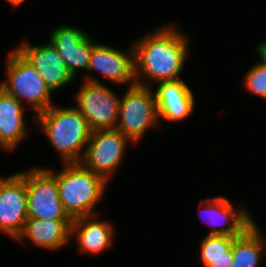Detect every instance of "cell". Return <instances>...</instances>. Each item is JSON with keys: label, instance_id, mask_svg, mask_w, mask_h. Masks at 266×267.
Returning a JSON list of instances; mask_svg holds the SVG:
<instances>
[{"label": "cell", "instance_id": "1", "mask_svg": "<svg viewBox=\"0 0 266 267\" xmlns=\"http://www.w3.org/2000/svg\"><path fill=\"white\" fill-rule=\"evenodd\" d=\"M178 29L174 24L160 26L132 45L137 85L149 87L151 83L179 80L187 58L189 38Z\"/></svg>", "mask_w": 266, "mask_h": 267}, {"label": "cell", "instance_id": "2", "mask_svg": "<svg viewBox=\"0 0 266 267\" xmlns=\"http://www.w3.org/2000/svg\"><path fill=\"white\" fill-rule=\"evenodd\" d=\"M34 121L60 154L63 163H81L92 130L76 107L52 105L36 115Z\"/></svg>", "mask_w": 266, "mask_h": 267}, {"label": "cell", "instance_id": "3", "mask_svg": "<svg viewBox=\"0 0 266 267\" xmlns=\"http://www.w3.org/2000/svg\"><path fill=\"white\" fill-rule=\"evenodd\" d=\"M64 168L55 173L59 198L64 210L75 219L95 215L94 207L103 197L107 181L82 163H63Z\"/></svg>", "mask_w": 266, "mask_h": 267}, {"label": "cell", "instance_id": "4", "mask_svg": "<svg viewBox=\"0 0 266 267\" xmlns=\"http://www.w3.org/2000/svg\"><path fill=\"white\" fill-rule=\"evenodd\" d=\"M6 58L7 78L0 83V88L20 103L26 100L34 110L35 116L47 111L53 105L52 91L36 68L16 48Z\"/></svg>", "mask_w": 266, "mask_h": 267}, {"label": "cell", "instance_id": "5", "mask_svg": "<svg viewBox=\"0 0 266 267\" xmlns=\"http://www.w3.org/2000/svg\"><path fill=\"white\" fill-rule=\"evenodd\" d=\"M155 94L149 86H128L120 97L116 129L134 143L141 140L150 127L160 124Z\"/></svg>", "mask_w": 266, "mask_h": 267}, {"label": "cell", "instance_id": "6", "mask_svg": "<svg viewBox=\"0 0 266 267\" xmlns=\"http://www.w3.org/2000/svg\"><path fill=\"white\" fill-rule=\"evenodd\" d=\"M92 76H84L75 98V107L84 115L92 131L115 129L120 97Z\"/></svg>", "mask_w": 266, "mask_h": 267}, {"label": "cell", "instance_id": "7", "mask_svg": "<svg viewBox=\"0 0 266 267\" xmlns=\"http://www.w3.org/2000/svg\"><path fill=\"white\" fill-rule=\"evenodd\" d=\"M18 173L26 182L28 218L73 220L63 208L56 177L48 168Z\"/></svg>", "mask_w": 266, "mask_h": 267}, {"label": "cell", "instance_id": "8", "mask_svg": "<svg viewBox=\"0 0 266 267\" xmlns=\"http://www.w3.org/2000/svg\"><path fill=\"white\" fill-rule=\"evenodd\" d=\"M128 137L116 128L92 131L81 163L107 182L124 159Z\"/></svg>", "mask_w": 266, "mask_h": 267}, {"label": "cell", "instance_id": "9", "mask_svg": "<svg viewBox=\"0 0 266 267\" xmlns=\"http://www.w3.org/2000/svg\"><path fill=\"white\" fill-rule=\"evenodd\" d=\"M28 218L27 189L18 173L0 176V231L13 240L21 234Z\"/></svg>", "mask_w": 266, "mask_h": 267}, {"label": "cell", "instance_id": "10", "mask_svg": "<svg viewBox=\"0 0 266 267\" xmlns=\"http://www.w3.org/2000/svg\"><path fill=\"white\" fill-rule=\"evenodd\" d=\"M90 75L97 71L113 83L136 84L133 46L127 53L108 45L95 44L90 56L88 68Z\"/></svg>", "mask_w": 266, "mask_h": 267}, {"label": "cell", "instance_id": "11", "mask_svg": "<svg viewBox=\"0 0 266 267\" xmlns=\"http://www.w3.org/2000/svg\"><path fill=\"white\" fill-rule=\"evenodd\" d=\"M16 49L36 68L52 92L74 80L64 60L50 42L45 45L21 42Z\"/></svg>", "mask_w": 266, "mask_h": 267}, {"label": "cell", "instance_id": "12", "mask_svg": "<svg viewBox=\"0 0 266 267\" xmlns=\"http://www.w3.org/2000/svg\"><path fill=\"white\" fill-rule=\"evenodd\" d=\"M91 37L73 26H60L52 31L50 43L64 60L69 72L75 78L78 69L87 70L93 46Z\"/></svg>", "mask_w": 266, "mask_h": 267}, {"label": "cell", "instance_id": "13", "mask_svg": "<svg viewBox=\"0 0 266 267\" xmlns=\"http://www.w3.org/2000/svg\"><path fill=\"white\" fill-rule=\"evenodd\" d=\"M203 203H207L202 210L208 223L205 222L212 227L209 235L239 236L255 222L248 211L243 208L236 210L230 200L222 195L207 198Z\"/></svg>", "mask_w": 266, "mask_h": 267}, {"label": "cell", "instance_id": "14", "mask_svg": "<svg viewBox=\"0 0 266 267\" xmlns=\"http://www.w3.org/2000/svg\"><path fill=\"white\" fill-rule=\"evenodd\" d=\"M157 84L153 90L158 107L159 120L182 121L187 119L194 110L195 97L182 79L164 81Z\"/></svg>", "mask_w": 266, "mask_h": 267}, {"label": "cell", "instance_id": "15", "mask_svg": "<svg viewBox=\"0 0 266 267\" xmlns=\"http://www.w3.org/2000/svg\"><path fill=\"white\" fill-rule=\"evenodd\" d=\"M72 222L73 220L27 218L16 241L24 244V238L27 237L37 247L50 251L61 249L70 241Z\"/></svg>", "mask_w": 266, "mask_h": 267}, {"label": "cell", "instance_id": "16", "mask_svg": "<svg viewBox=\"0 0 266 267\" xmlns=\"http://www.w3.org/2000/svg\"><path fill=\"white\" fill-rule=\"evenodd\" d=\"M114 227L110 222L99 221L96 215L73 219L71 237L74 235L80 252L95 255L113 245Z\"/></svg>", "mask_w": 266, "mask_h": 267}, {"label": "cell", "instance_id": "17", "mask_svg": "<svg viewBox=\"0 0 266 267\" xmlns=\"http://www.w3.org/2000/svg\"><path fill=\"white\" fill-rule=\"evenodd\" d=\"M24 106L0 88V147L11 151L27 135Z\"/></svg>", "mask_w": 266, "mask_h": 267}, {"label": "cell", "instance_id": "18", "mask_svg": "<svg viewBox=\"0 0 266 267\" xmlns=\"http://www.w3.org/2000/svg\"><path fill=\"white\" fill-rule=\"evenodd\" d=\"M262 237L256 221L237 236L232 244L233 260L230 267H258L264 254L265 242Z\"/></svg>", "mask_w": 266, "mask_h": 267}, {"label": "cell", "instance_id": "19", "mask_svg": "<svg viewBox=\"0 0 266 267\" xmlns=\"http://www.w3.org/2000/svg\"><path fill=\"white\" fill-rule=\"evenodd\" d=\"M237 236L209 235L200 242L201 263L204 267H230L232 264V244Z\"/></svg>", "mask_w": 266, "mask_h": 267}, {"label": "cell", "instance_id": "20", "mask_svg": "<svg viewBox=\"0 0 266 267\" xmlns=\"http://www.w3.org/2000/svg\"><path fill=\"white\" fill-rule=\"evenodd\" d=\"M244 87L252 94L266 99V66L256 63L244 77Z\"/></svg>", "mask_w": 266, "mask_h": 267}, {"label": "cell", "instance_id": "21", "mask_svg": "<svg viewBox=\"0 0 266 267\" xmlns=\"http://www.w3.org/2000/svg\"><path fill=\"white\" fill-rule=\"evenodd\" d=\"M256 52L260 55V62L266 66V41H262L256 46Z\"/></svg>", "mask_w": 266, "mask_h": 267}, {"label": "cell", "instance_id": "22", "mask_svg": "<svg viewBox=\"0 0 266 267\" xmlns=\"http://www.w3.org/2000/svg\"><path fill=\"white\" fill-rule=\"evenodd\" d=\"M7 2H9L12 6H19L21 5V3H23L26 0H6Z\"/></svg>", "mask_w": 266, "mask_h": 267}]
</instances>
